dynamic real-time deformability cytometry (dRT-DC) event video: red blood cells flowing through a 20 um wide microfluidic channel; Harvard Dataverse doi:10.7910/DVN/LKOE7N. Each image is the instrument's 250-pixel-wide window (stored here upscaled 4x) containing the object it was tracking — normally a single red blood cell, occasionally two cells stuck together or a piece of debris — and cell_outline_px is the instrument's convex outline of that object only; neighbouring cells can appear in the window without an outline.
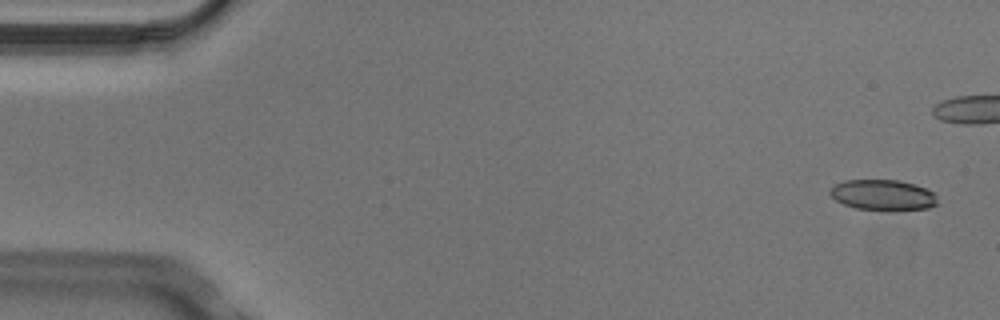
{"species": "Egyptian fruit bat (a non-hibernating species)", "species_latin": "Rousettus aegyptiacus", "temperature_condition": "cold", "stored_images_in_passage": 8, "camera_frame_rate_fps": 3000, "um_per_image_px": 0.085, "animal": {"sex": "male"}, "frame": {"image": 1, "passage_image": 1, "time_ms": 0.0, "image_size_px": [1000, 320], "cell_outline_px": [[936, 204], [928, 208], [896, 212], [892, 212], [856, 208], [844, 204], [836, 200], [828, 192], [828, 188], [844, 180], [900, 180], [916, 184], [932, 192], [936, 196]], "centroid_in_image_um": [75.04, 16.59], "position_along_channel_um": 10.0, "area_um2": 19.59}}
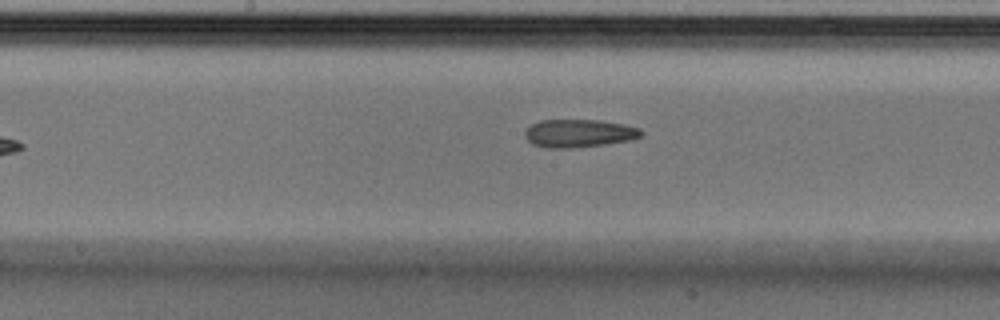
{"frame": {"image": 2, "passage_image": 8, "time_ms": 2.333, "image_size_px": [1000, 320], "cell_outline_px": [[644, 132], [640, 136], [632, 140], [576, 148], [548, 148], [532, 144], [524, 136], [524, 132], [532, 124], [540, 120], [600, 120], [624, 124], [640, 128]], "centroid_in_image_um": [49.22, 11.33], "position_along_channel_um": 199.0, "area_um2": 19.07}}